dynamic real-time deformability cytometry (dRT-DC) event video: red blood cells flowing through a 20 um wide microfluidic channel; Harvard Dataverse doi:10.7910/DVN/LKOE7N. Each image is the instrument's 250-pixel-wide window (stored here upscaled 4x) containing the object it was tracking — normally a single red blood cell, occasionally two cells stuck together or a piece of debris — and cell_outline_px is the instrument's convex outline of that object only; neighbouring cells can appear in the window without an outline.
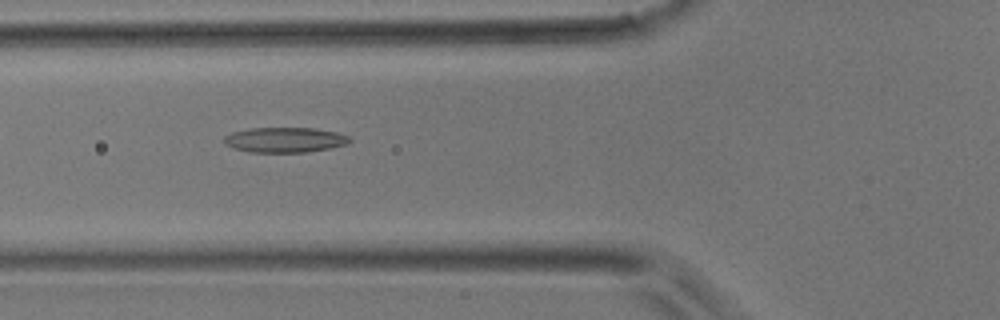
{"species": "common noctule bat (a hibernating species)", "species_latin": "Nyctalus noctula", "temperature_condition": "room temperature", "stored_images_in_passage": 3, "camera_frame_rate_fps": 3000, "um_per_image_px": 0.085, "animal": {"sex": "male", "body_mass_g": 17.9}, "frame": {"image": 1, "passage_image": 3, "time_ms": 0.667, "image_size_px": [1000, 320], "cell_outline_px": [[352, 140], [348, 144], [308, 152], [248, 152], [232, 148], [224, 144], [224, 136], [232, 132], [252, 128], [316, 128], [336, 132], [348, 136]], "centroid_in_image_um": [24.19, 11.89], "position_along_channel_um": 101.6, "area_um2": 18.44}}